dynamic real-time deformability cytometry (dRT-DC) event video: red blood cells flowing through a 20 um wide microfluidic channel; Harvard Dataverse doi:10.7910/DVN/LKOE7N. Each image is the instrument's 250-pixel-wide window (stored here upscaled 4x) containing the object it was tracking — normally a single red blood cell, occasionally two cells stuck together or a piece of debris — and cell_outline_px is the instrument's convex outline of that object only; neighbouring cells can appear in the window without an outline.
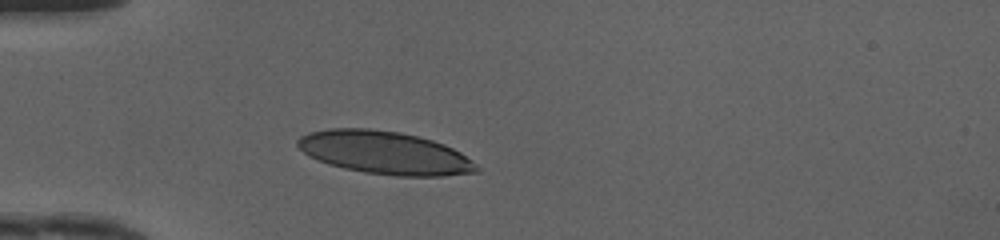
{"species": "human", "species_latin": "Homo sapiens", "temperature_condition": "cold", "stored_images_in_passage": 35, "camera_frame_rate_fps": 3000, "um_per_image_px": 0.085, "donor": {"sex": "female"}, "frame": {"image": 1, "passage_image": 1, "time_ms": 0.0, "image_size_px": [1000, 240], "cell_outline_px": [[480, 172], [444, 176], [396, 176], [364, 172], [344, 168], [328, 164], [308, 156], [296, 144], [296, 140], [300, 136], [308, 132], [328, 128], [368, 128], [400, 132], [432, 140], [444, 144], [460, 152], [472, 160], [480, 168]], "centroid_in_image_um": [32.7, 12.98], "position_along_channel_um": 52.3, "area_um2": 44.97}}
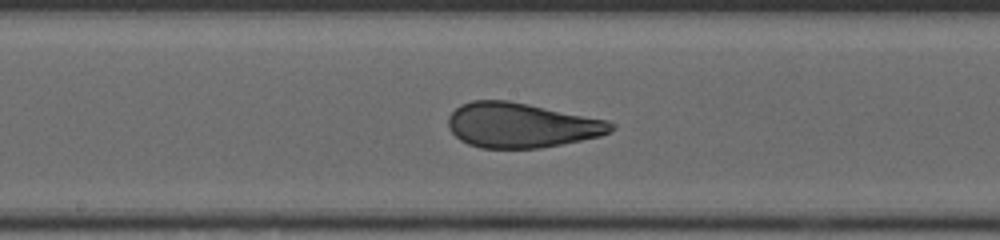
{"frame": {"image": 2, "passage_image": 13, "time_ms": 4.0, "image_size_px": [1000, 240], "cell_outline_px": [[616, 128], [612, 132], [600, 136], [540, 148], [480, 148], [468, 144], [460, 140], [448, 128], [448, 116], [460, 104], [472, 100], [508, 100], [608, 120], [616, 124]], "centroid_in_image_um": [44.31, 10.64], "position_along_channel_um": 203.9, "area_um2": 42.66}}
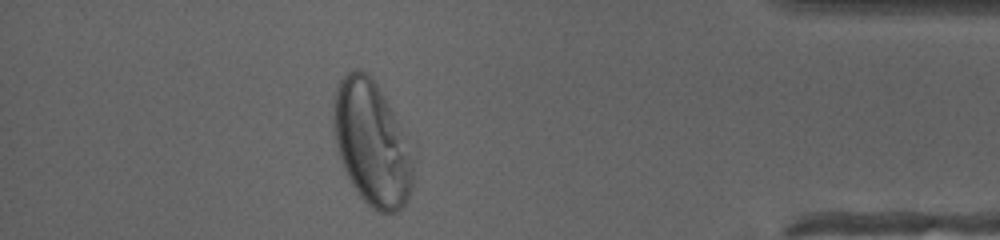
{"frame": {"image": 3, "passage_image": 30, "time_ms": 9.667, "image_size_px": [1000, 240], "cell_outline_px": [[412, 184], [408, 196], [404, 204], [396, 212], [380, 212], [372, 208], [360, 196], [352, 184], [344, 168], [336, 144], [332, 120], [332, 96], [336, 84], [348, 72], [356, 68], [360, 68], [368, 72], [372, 76], [380, 88], [404, 136], [412, 160]], "centroid_in_image_um": [31.53, 12.11], "position_along_channel_um": 403.7, "area_um2": 57.16}, "authors_computed_cell_mechanics": {"area_um2": 44.9684, "velocity_mm_per_s": 4.1665, "shape_relaxation_time_tau1_ms": 5.8132, "shape_relaxation_time_tau2_ms": null, "deformation_change_tau1": 0.1975, "deformation_change_tau2": null}}